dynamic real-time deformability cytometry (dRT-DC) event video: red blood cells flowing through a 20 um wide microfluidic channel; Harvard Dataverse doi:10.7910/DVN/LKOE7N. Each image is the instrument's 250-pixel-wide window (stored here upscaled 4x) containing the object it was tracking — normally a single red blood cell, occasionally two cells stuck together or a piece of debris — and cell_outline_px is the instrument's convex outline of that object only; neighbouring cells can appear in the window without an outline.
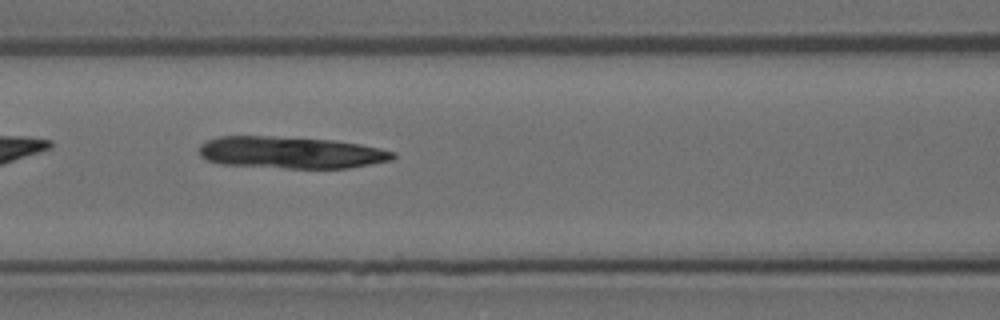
{"species": "Egyptian fruit bat (a non-hibernating species)", "species_latin": "Rousettus aegyptiacus", "temperature_condition": "room temperature", "stored_images_in_passage": 11, "camera_frame_rate_fps": 3000, "um_per_image_px": 0.085, "animal": {"sex": "female"}, "frame": {"image": 1, "passage_image": 4, "time_ms": 1.0, "image_size_px": [1000, 320], "cell_outline_px": [[396, 156], [392, 160], [348, 168], [288, 168], [220, 164], [208, 160], [200, 156], [200, 144], [208, 140], [220, 136], [272, 136], [336, 140], [360, 144], [380, 148], [396, 152]], "centroid_in_image_um": [24.75, 12.96], "position_along_channel_um": 141.9, "area_um2": 36.13}}